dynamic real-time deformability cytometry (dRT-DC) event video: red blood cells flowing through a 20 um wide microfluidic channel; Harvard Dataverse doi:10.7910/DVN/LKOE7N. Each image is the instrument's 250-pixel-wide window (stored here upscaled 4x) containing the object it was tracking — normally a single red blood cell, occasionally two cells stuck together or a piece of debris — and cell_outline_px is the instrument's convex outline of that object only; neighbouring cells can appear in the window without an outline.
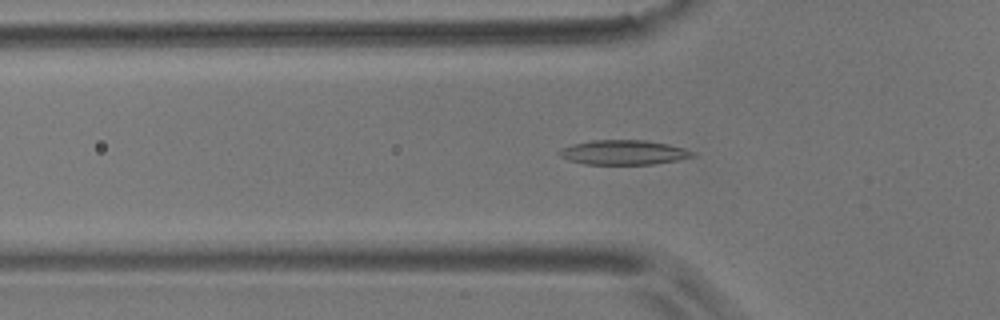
{"species": "common noctule bat (a hibernating species)", "species_latin": "Nyctalus noctula", "temperature_condition": "room temperature", "stored_images_in_passage": 55, "camera_frame_rate_fps": 3000, "um_per_image_px": 0.085, "animal": {"sex": "male", "body_mass_g": 17.9}, "frame": {"image": 1, "passage_image": 17, "time_ms": 5.333, "image_size_px": [1000, 320], "cell_outline_px": [[696, 156], [676, 160], [652, 164], [584, 164], [568, 160], [560, 156], [556, 152], [560, 148], [572, 144], [592, 140], [644, 140], [668, 144], [684, 148], [696, 152]], "centroid_in_image_um": [52.98, 12.95], "position_along_channel_um": 72.8, "area_um2": 19.19}}
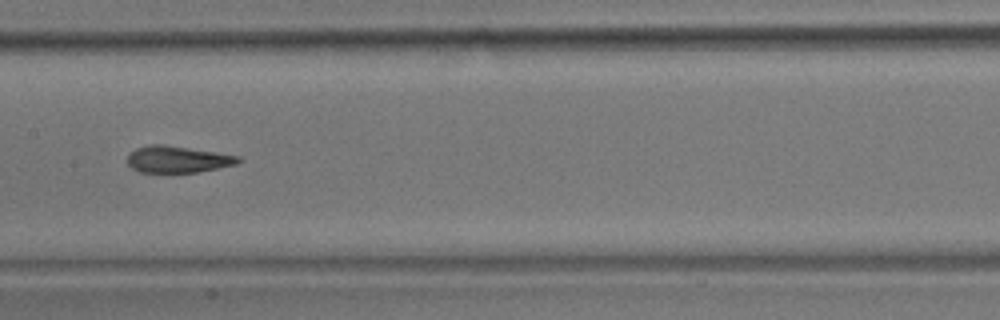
{"frame": {"image": 2, "passage_image": 27, "time_ms": 8.667, "image_size_px": [1000, 320], "cell_outline_px": [[240, 160], [236, 164], [196, 172], [140, 172], [132, 168], [128, 164], [128, 156], [136, 148], [152, 144], [164, 144], [216, 152], [240, 156]], "centroid_in_image_um": [15.09, 13.53], "position_along_channel_um": 192.3, "area_um2": 16.99}}
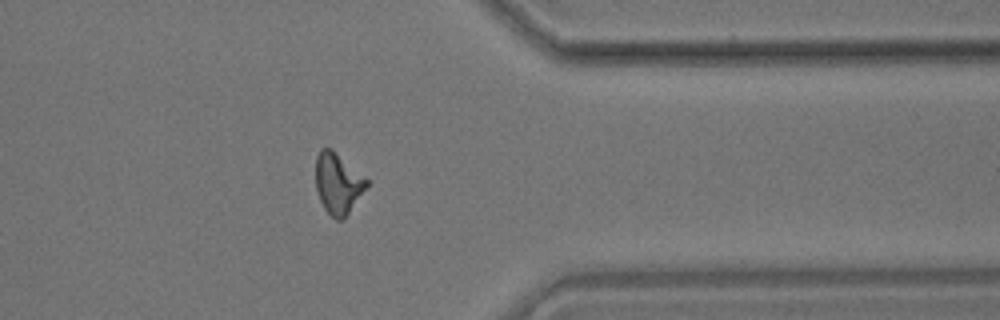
{"frame": {"image": 3, "passage_image": 44, "time_ms": 14.333, "image_size_px": [1000, 320], "cell_outline_px": [[368, 184], [348, 212], [340, 220], [336, 220], [324, 208], [320, 200], [316, 188], [316, 156], [320, 148], [332, 148], [368, 180]], "centroid_in_image_um": [28.69, 15.54], "position_along_channel_um": 382.7, "area_um2": 17.63}, "authors_computed_cell_mechanics": {"area_um2": 18.207, "velocity_mm_per_s": 3.5622, "shape_relaxation_time_tau1_ms": 5.7446, "shape_relaxation_time_tau2_ms": 2.5165, "deformation_change_tau1": 0.1677, "deformation_change_tau2": 0.1071}}